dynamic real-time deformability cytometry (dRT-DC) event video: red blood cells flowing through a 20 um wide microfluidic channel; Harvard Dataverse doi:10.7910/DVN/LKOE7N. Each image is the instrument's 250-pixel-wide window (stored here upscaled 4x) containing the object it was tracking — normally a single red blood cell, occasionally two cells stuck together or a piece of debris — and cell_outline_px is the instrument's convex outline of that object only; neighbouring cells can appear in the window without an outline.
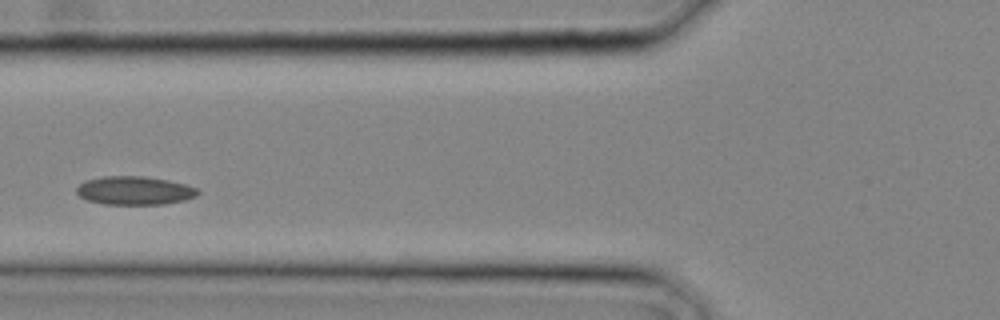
{"species": "common noctule bat (a hibernating species)", "species_latin": "Nyctalus noctula", "temperature_condition": "cold", "stored_images_in_passage": 9, "camera_frame_rate_fps": 3000, "um_per_image_px": 0.085, "animal": {"sex": "male", "body_mass_g": 20.4}, "frame": {"image": 1, "passage_image": 6, "time_ms": 1.667, "image_size_px": [1000, 320], "cell_outline_px": [[200, 192], [196, 196], [184, 200], [164, 204], [104, 204], [88, 200], [80, 196], [76, 192], [76, 188], [84, 180], [100, 176], [144, 176], [168, 180], [184, 184], [196, 188]], "centroid_in_image_um": [11.41, 16.19], "position_along_channel_um": 114.4, "area_um2": 20.11}}
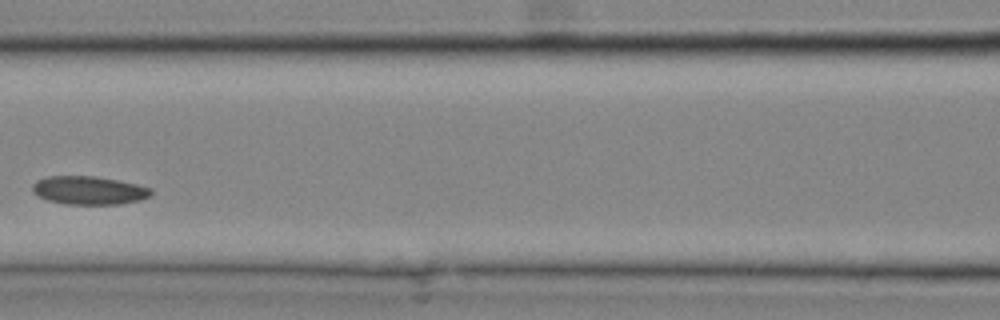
{"frame": {"image": 2, "passage_image": 8, "time_ms": 2.333, "image_size_px": [1000, 320], "cell_outline_px": [[152, 196], [140, 200], [120, 204], [64, 204], [48, 200], [36, 196], [32, 192], [32, 184], [36, 180], [48, 176], [96, 176], [136, 184], [152, 188]], "centroid_in_image_um": [7.54, 16.18], "position_along_channel_um": 159.1, "area_um2": 19.77}}